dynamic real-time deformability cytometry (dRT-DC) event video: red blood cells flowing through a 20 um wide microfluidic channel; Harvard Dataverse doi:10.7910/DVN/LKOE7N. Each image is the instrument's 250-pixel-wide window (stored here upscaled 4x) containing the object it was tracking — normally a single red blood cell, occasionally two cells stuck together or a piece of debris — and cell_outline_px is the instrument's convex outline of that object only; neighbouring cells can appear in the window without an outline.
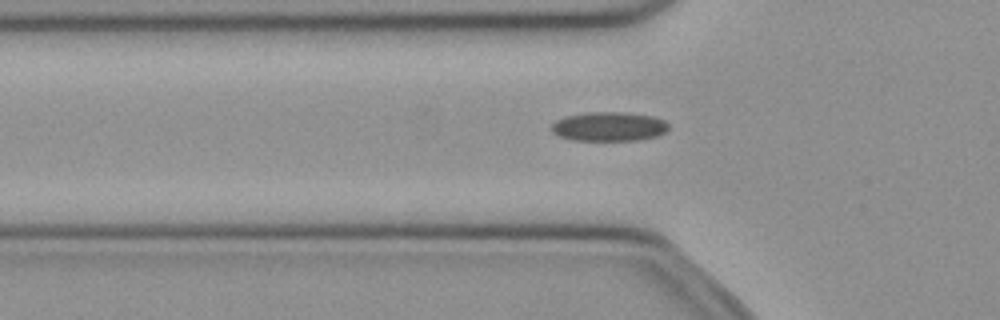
{"species": "common noctule bat (a hibernating species)", "species_latin": "Nyctalus noctula", "temperature_condition": "cold", "stored_images_in_passage": 47, "camera_frame_rate_fps": 3000, "um_per_image_px": 0.085, "animal": {"sex": "female", "body_mass_g": 21.9}, "frame": {"image": 1, "passage_image": 13, "time_ms": 4.0, "image_size_px": [1000, 320], "cell_outline_px": [[668, 128], [664, 132], [656, 136], [636, 140], [572, 140], [560, 136], [552, 132], [552, 124], [556, 120], [564, 116], [588, 112], [624, 112], [652, 116], [664, 120], [668, 124]], "centroid_in_image_um": [51.74, 10.74], "position_along_channel_um": 74.1, "area_um2": 19.83}}
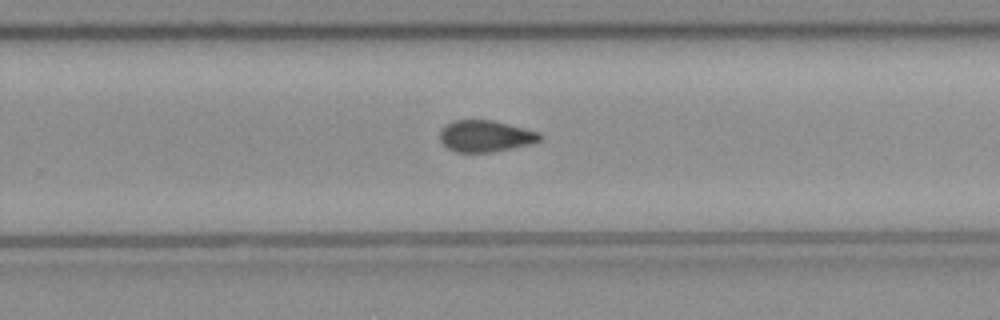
{"frame": {"image": 2, "passage_image": 29, "time_ms": 9.333, "image_size_px": [1000, 320], "cell_outline_px": [[544, 136], [540, 140], [532, 144], [492, 152], [456, 152], [448, 148], [440, 140], [440, 132], [448, 124], [456, 120], [492, 120], [540, 132]], "centroid_in_image_um": [41.31, 11.58], "position_along_channel_um": 288.5, "area_um2": 18.26}}
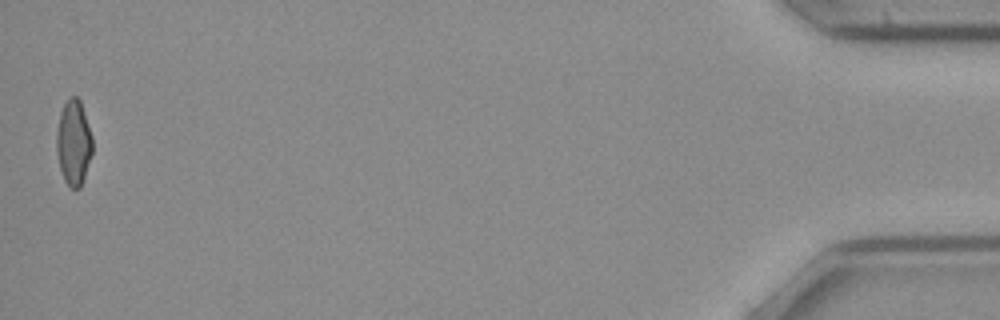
{"frame": {"image": 3, "passage_image": 47, "time_ms": 15.333, "image_size_px": [1000, 320], "cell_outline_px": [[92, 152], [80, 188], [72, 188], [64, 180], [60, 168], [56, 152], [56, 132], [60, 112], [68, 96], [76, 96], [80, 100], [92, 136]], "centroid_in_image_um": [6.24, 12.09], "position_along_channel_um": 429.0, "area_um2": 17.74}, "authors_computed_cell_mechanics": {"area_um2": 18.9006, "velocity_mm_per_s": 4.0033, "shape_relaxation_time_tau1_ms": null, "shape_relaxation_time_tau2_ms": 3.9402, "deformation_change_tau1": null, "deformation_change_tau2": 0.0969}}